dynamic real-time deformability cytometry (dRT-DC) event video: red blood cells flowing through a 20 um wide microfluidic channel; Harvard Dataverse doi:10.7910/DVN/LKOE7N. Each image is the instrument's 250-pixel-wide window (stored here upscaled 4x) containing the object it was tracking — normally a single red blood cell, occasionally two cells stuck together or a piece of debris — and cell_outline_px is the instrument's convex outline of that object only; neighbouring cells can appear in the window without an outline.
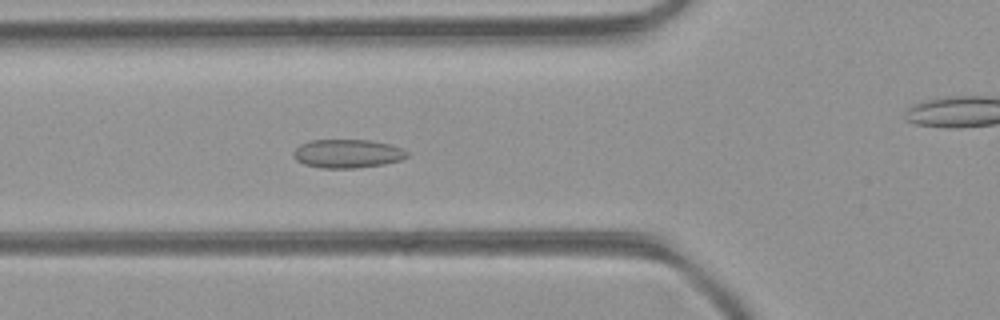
{"species": "common noctule bat (a hibernating species)", "species_latin": "Nyctalus noctula", "temperature_condition": "room temperature", "stored_images_in_passage": 48, "camera_frame_rate_fps": 3000, "um_per_image_px": 0.085, "animal": {"sex": "female", "body_mass_g": 21.9}, "frame": {"image": 1, "passage_image": 17, "time_ms": 5.333, "image_size_px": [1000, 320], "cell_outline_px": [[408, 156], [400, 160], [384, 164], [356, 168], [320, 168], [304, 164], [296, 160], [292, 156], [292, 152], [300, 144], [308, 140], [368, 140], [392, 144], [404, 148], [408, 152]], "centroid_in_image_um": [29.53, 13.05], "position_along_channel_um": 96.3, "area_um2": 19.19}}
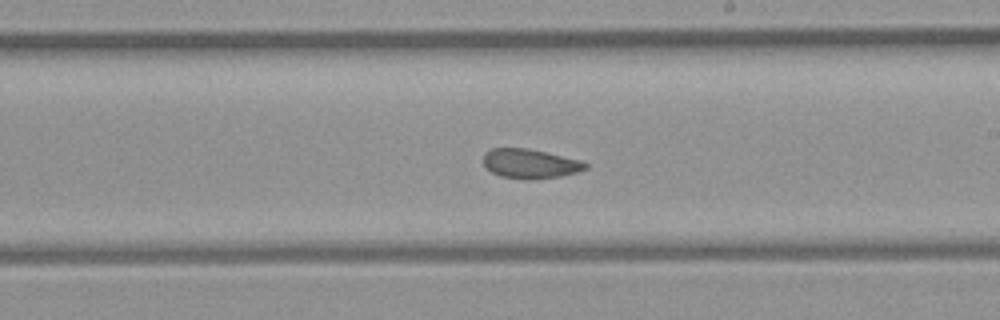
{"frame": {"image": 2, "passage_image": 27, "time_ms": 8.667, "image_size_px": [1000, 320], "cell_outline_px": [[588, 168], [576, 172], [560, 176], [528, 180], [524, 180], [500, 176], [492, 172], [484, 164], [484, 152], [492, 148], [528, 148], [580, 160], [588, 164]], "centroid_in_image_um": [45.05, 13.91], "position_along_channel_um": 244.0, "area_um2": 17.46}}
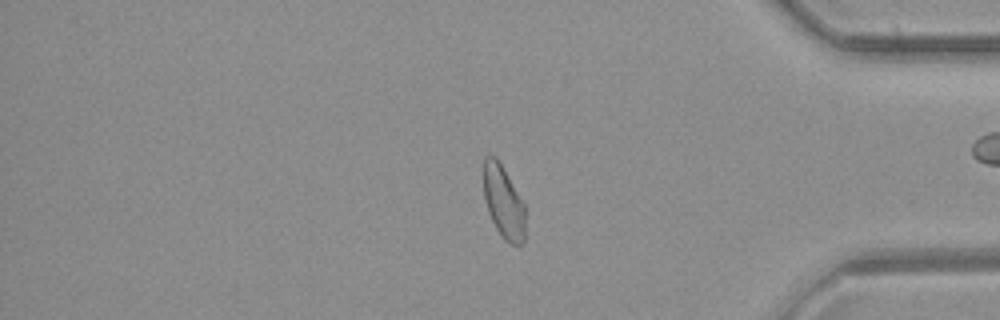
{"frame": {"image": 3, "passage_image": 39, "time_ms": 12.667, "image_size_px": [1000, 320], "cell_outline_px": [[524, 244], [512, 244], [504, 240], [496, 228], [488, 212], [484, 196], [484, 156], [492, 156], [500, 164], [524, 204]], "centroid_in_image_um": [42.79, 17.23], "position_along_channel_um": 392.4, "area_um2": 17.11}, "authors_computed_cell_mechanics": {"area_um2": 19.1318, "velocity_mm_per_s": 4.421, "shape_relaxation_time_tau1_ms": null, "shape_relaxation_time_tau2_ms": 2.2148, "deformation_change_tau1": null, "deformation_change_tau2": 0.073}}